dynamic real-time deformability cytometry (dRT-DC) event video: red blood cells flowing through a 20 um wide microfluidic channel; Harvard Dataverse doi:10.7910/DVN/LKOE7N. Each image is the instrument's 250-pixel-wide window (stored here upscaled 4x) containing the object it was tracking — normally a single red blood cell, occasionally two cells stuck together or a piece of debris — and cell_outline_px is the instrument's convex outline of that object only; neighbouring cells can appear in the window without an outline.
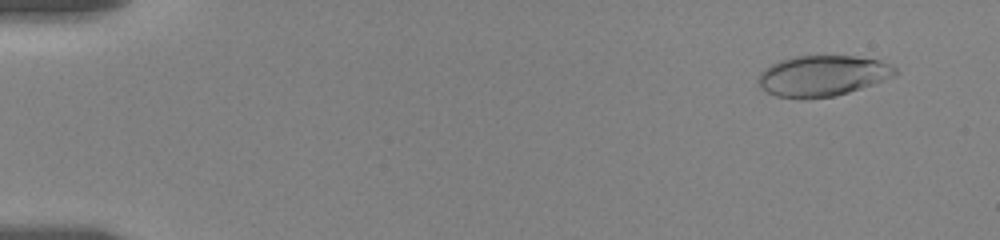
{"species": "human", "species_latin": "Homo sapiens", "temperature_condition": "room temperature", "stored_images_in_passage": 56, "camera_frame_rate_fps": 3000, "um_per_image_px": 0.085, "donor": {"sex": "female"}, "frame": {"image": 1, "passage_image": 3, "time_ms": 0.667, "image_size_px": [1000, 240], "cell_outline_px": [[900, 72], [896, 76], [836, 96], [804, 100], [776, 96], [760, 88], [756, 80], [760, 72], [764, 68], [780, 60], [796, 56], [856, 56], [880, 60], [896, 68]], "centroid_in_image_um": [69.89, 6.46], "position_along_channel_um": 15.1, "area_um2": 32.89}}
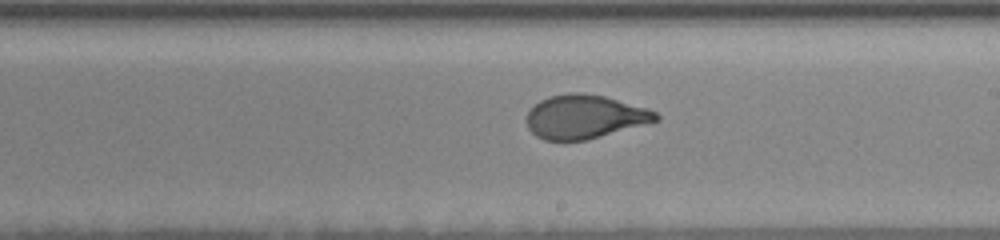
{"frame": {"image": 2, "passage_image": 33, "time_ms": 10.667, "image_size_px": [1000, 240], "cell_outline_px": [[660, 120], [584, 140], [544, 140], [536, 136], [528, 128], [528, 112], [540, 100], [548, 96], [568, 92], [580, 92], [604, 96], [648, 108], [656, 112], [660, 116]], "centroid_in_image_um": [49.7, 9.9], "position_along_channel_um": 239.3, "area_um2": 32.66}}
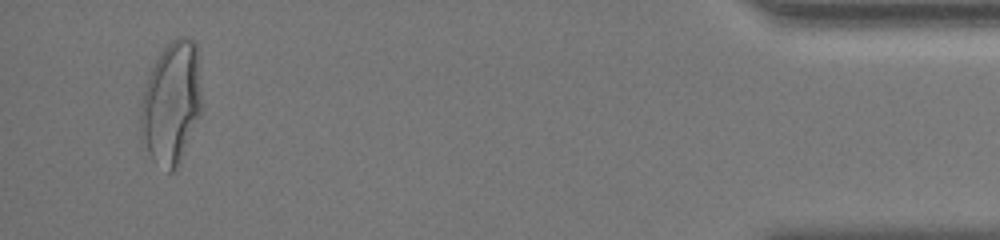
{"frame": {"image": 3, "passage_image": 54, "time_ms": 17.667, "image_size_px": [1000, 240], "cell_outline_px": [[200, 112], [176, 172], [168, 172], [156, 164], [152, 160], [140, 140], [140, 108], [148, 76], [160, 52], [176, 36], [188, 36], [196, 44], [200, 88]], "centroid_in_image_um": [14.53, 8.79], "position_along_channel_um": 420.7, "area_um2": 43.52}, "authors_computed_cell_mechanics": {"area_um2": 33.8419, "velocity_mm_per_s": 3.52, "shape_relaxation_time_tau1_ms": 5.3513, "shape_relaxation_time_tau2_ms": null, "deformation_change_tau1": 0.2022, "deformation_change_tau2": null}}